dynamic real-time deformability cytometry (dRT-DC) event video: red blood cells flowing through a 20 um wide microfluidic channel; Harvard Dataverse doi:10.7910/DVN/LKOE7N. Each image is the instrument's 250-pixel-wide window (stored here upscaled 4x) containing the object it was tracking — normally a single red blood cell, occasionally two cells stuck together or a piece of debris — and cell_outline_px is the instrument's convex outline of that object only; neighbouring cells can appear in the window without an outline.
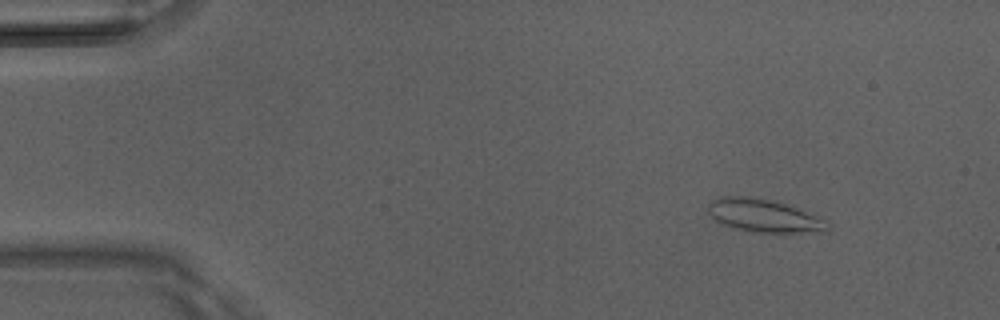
{"species": "Egyptian fruit bat (a non-hibernating species)", "species_latin": "Rousettus aegyptiacus", "temperature_condition": "room temperature", "stored_images_in_passage": 45, "camera_frame_rate_fps": 3000, "um_per_image_px": 0.085, "animal": {"sex": "male"}, "frame": {"image": 1, "passage_image": 1, "time_ms": 0.0, "image_size_px": [1000, 320], "cell_outline_px": [[832, 224], [828, 228], [820, 232], [784, 236], [752, 232], [732, 228], [716, 220], [708, 212], [708, 204], [712, 200], [720, 196], [744, 196], [768, 200], [784, 204], [824, 220]], "centroid_in_image_um": [64.94, 18.41], "position_along_channel_um": 20.1, "area_um2": 23.35}}
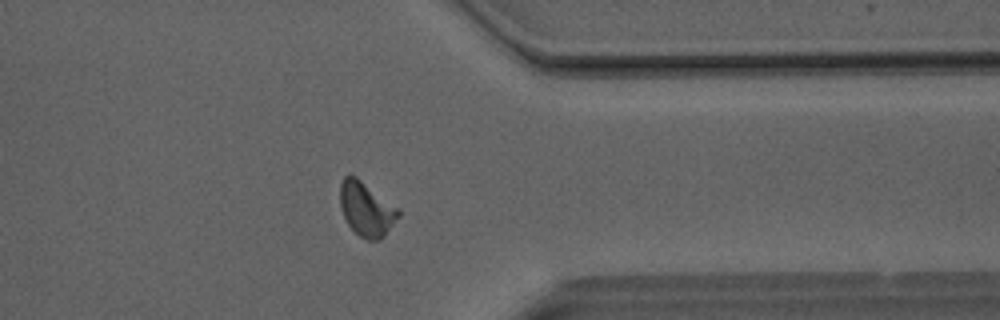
{"frame": {"image": 2, "passage_image": 35, "time_ms": 11.333, "image_size_px": [1000, 320], "cell_outline_px": [[400, 216], [384, 236], [380, 240], [368, 240], [360, 236], [348, 224], [340, 208], [340, 184], [344, 176], [356, 176], [400, 208]], "centroid_in_image_um": [31.17, 17.76], "position_along_channel_um": 380.2, "area_um2": 18.5}}
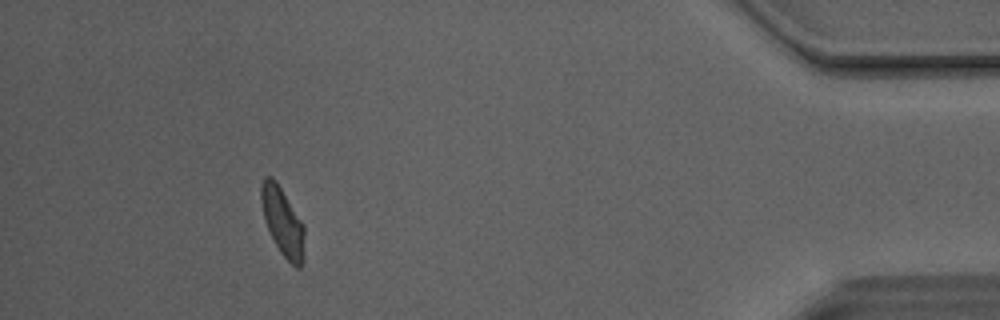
{"frame": {"image": 3, "passage_image": 41, "time_ms": 13.333, "image_size_px": [1000, 320], "cell_outline_px": [[304, 260], [300, 268], [296, 268], [280, 252], [264, 220], [260, 200], [260, 184], [264, 176], [272, 176], [276, 180], [304, 224]], "centroid_in_image_um": [24.02, 18.81], "position_along_channel_um": 411.2, "area_um2": 17.4}, "authors_computed_cell_mechanics": {"area_um2": 17.8024, "velocity_mm_per_s": 4.0993, "shape_relaxation_time_tau1_ms": 7.582, "shape_relaxation_time_tau2_ms": 1.9027, "deformation_change_tau1": 0.1992, "deformation_change_tau2": 0.0829}}